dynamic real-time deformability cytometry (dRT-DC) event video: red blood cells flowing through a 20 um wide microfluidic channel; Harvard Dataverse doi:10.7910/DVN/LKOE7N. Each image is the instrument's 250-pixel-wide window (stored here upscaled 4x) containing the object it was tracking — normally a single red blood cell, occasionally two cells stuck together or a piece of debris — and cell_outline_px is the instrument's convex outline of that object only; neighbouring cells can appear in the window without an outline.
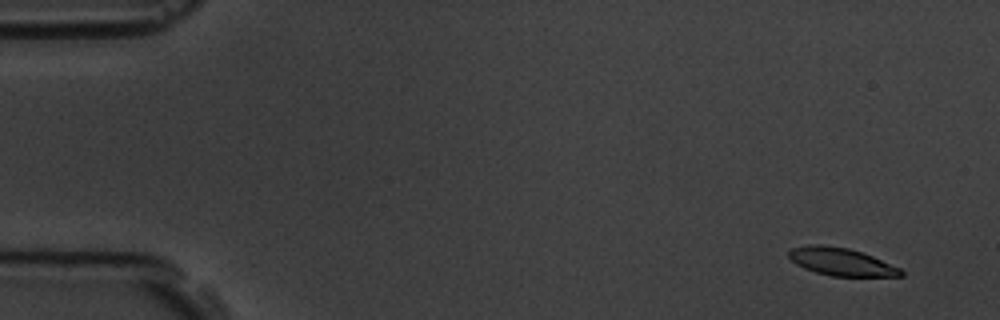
{"species": "common noctule bat (a hibernating species)", "species_latin": "Nyctalus noctula", "temperature_condition": "room temperature", "stored_images_in_passage": 5, "camera_frame_rate_fps": 3000, "um_per_image_px": 0.085, "animal": {"sex": "male", "body_mass_g": 19.5, "forearm_length_mm": 54.6}, "frame": {"image": 1, "passage_image": 1, "time_ms": 0.0, "image_size_px": [1000, 320], "cell_outline_px": [[904, 276], [832, 276], [816, 272], [804, 268], [796, 264], [788, 256], [788, 252], [792, 248], [812, 244], [820, 244], [848, 248], [872, 256], [900, 268], [904, 272]], "centroid_in_image_um": [71.5, 22.25], "position_along_channel_um": 13.5, "area_um2": 17.92}}
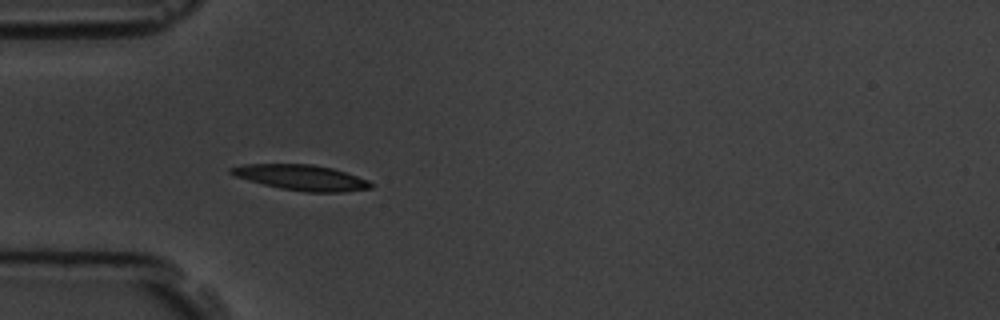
{"frame": {"image": 2, "passage_image": 5, "time_ms": 4.667, "image_size_px": [1000, 320], "cell_outline_px": [[372, 188], [344, 192], [304, 192], [280, 188], [264, 184], [236, 176], [228, 172], [228, 168], [244, 164], [312, 164], [332, 168], [368, 180], [372, 184]], "centroid_in_image_um": [25.61, 15.09], "position_along_channel_um": 59.4, "area_um2": 20.58}}